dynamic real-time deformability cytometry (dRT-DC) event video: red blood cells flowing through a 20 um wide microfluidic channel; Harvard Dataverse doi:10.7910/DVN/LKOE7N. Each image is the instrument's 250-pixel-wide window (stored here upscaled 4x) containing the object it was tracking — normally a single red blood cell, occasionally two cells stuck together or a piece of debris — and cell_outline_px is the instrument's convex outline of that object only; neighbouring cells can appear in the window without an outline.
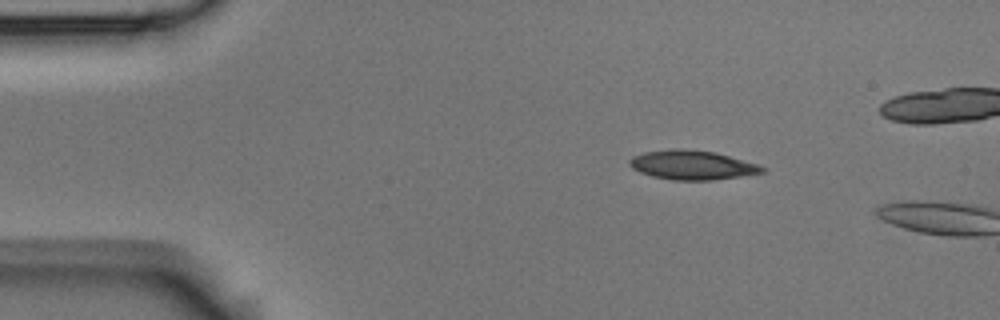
{"species": "Egyptian fruit bat (a non-hibernating species)", "species_latin": "Rousettus aegyptiacus", "temperature_condition": "room temperature", "stored_images_in_passage": 2, "camera_frame_rate_fps": 3000, "um_per_image_px": 0.085, "animal": {"sex": "male"}, "frame": {"image": 1, "passage_image": 2, "time_ms": 0.333, "image_size_px": [1000, 320], "cell_outline_px": [[768, 168], [764, 172], [740, 176], [712, 180], [672, 180], [652, 176], [640, 172], [632, 168], [628, 164], [628, 160], [632, 156], [644, 152], [676, 148], [684, 148], [716, 152], [756, 164]], "centroid_in_image_um": [58.8, 14.02], "position_along_channel_um": 26.2, "area_um2": 22.66}}